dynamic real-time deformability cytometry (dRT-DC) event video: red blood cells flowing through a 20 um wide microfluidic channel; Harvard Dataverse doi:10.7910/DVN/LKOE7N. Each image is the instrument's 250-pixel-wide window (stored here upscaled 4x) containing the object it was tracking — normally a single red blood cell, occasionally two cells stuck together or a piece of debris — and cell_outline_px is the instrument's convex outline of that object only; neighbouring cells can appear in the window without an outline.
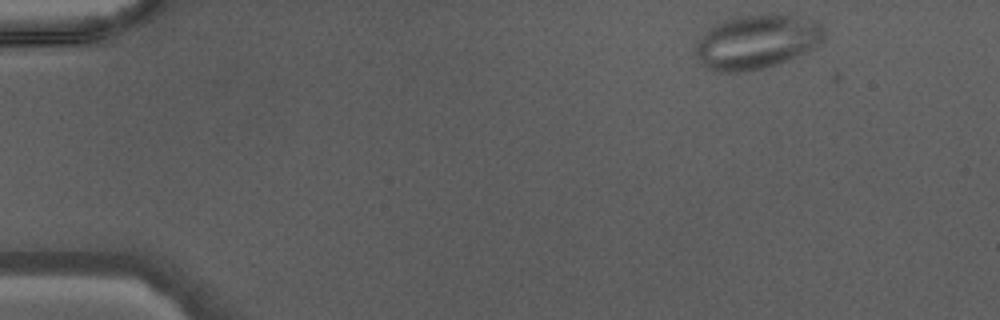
{"species": "Egyptian fruit bat (a non-hibernating species)", "species_latin": "Rousettus aegyptiacus", "temperature_condition": "warm", "stored_images_in_passage": 41, "camera_frame_rate_fps": 3000, "um_per_image_px": 0.085, "animal": {"sex": "male"}, "frame": {"image": 1, "passage_image": 1, "time_ms": 0.0, "image_size_px": [1000, 320], "cell_outline_px": [[824, 40], [816, 48], [776, 64], [764, 68], [740, 72], [716, 72], [708, 68], [696, 56], [692, 48], [708, 28], [720, 20], [732, 16], [788, 16], [816, 20], [824, 28]], "centroid_in_image_um": [64.29, 3.57], "position_along_channel_um": 20.7, "area_um2": 40.46}}